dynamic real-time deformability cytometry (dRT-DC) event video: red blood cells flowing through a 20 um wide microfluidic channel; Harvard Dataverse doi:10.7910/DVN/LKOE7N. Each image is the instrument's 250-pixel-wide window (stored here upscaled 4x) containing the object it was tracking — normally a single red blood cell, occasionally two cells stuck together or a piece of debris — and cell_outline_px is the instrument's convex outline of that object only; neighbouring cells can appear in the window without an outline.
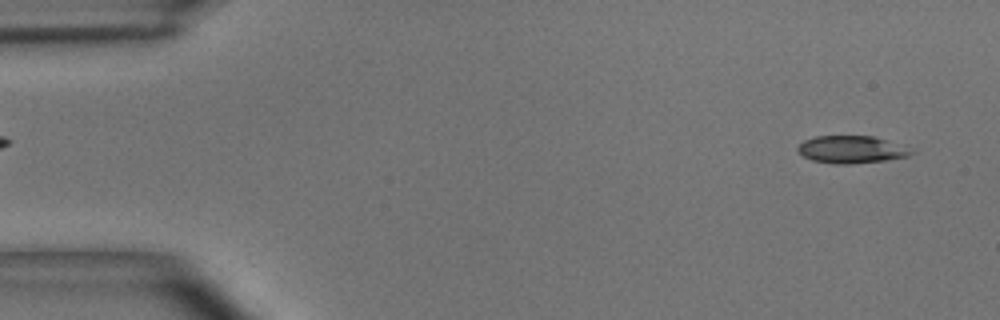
{"species": "common noctule bat (a hibernating species)", "species_latin": "Nyctalus noctula", "temperature_condition": "room temperature", "stored_images_in_passage": 54, "camera_frame_rate_fps": 3000, "um_per_image_px": 0.085, "animal": {"sex": "male", "body_mass_g": 15.6}, "frame": {"image": 1, "passage_image": 3, "time_ms": 0.667, "image_size_px": [1000, 320], "cell_outline_px": [[916, 152], [908, 156], [884, 160], [848, 164], [836, 164], [812, 160], [804, 156], [796, 148], [804, 140], [816, 136], [872, 136], [884, 140]], "centroid_in_image_um": [72.31, 12.71], "position_along_channel_um": 12.7, "area_um2": 17.63}}
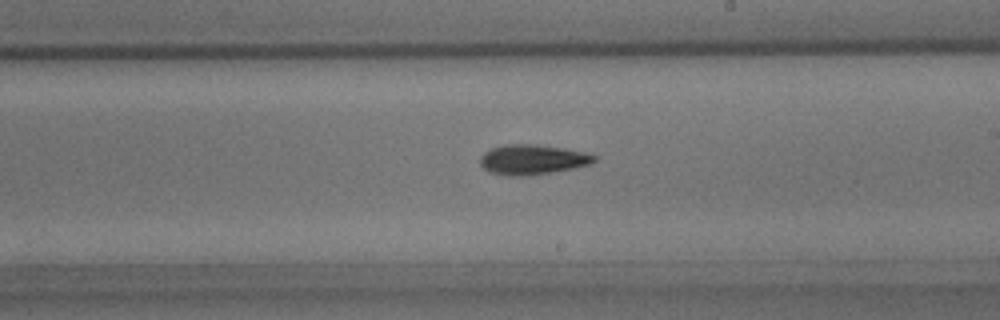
{"frame": {"image": 2, "passage_image": 31, "time_ms": 10.0, "image_size_px": [1000, 320], "cell_outline_px": [[596, 160], [588, 164], [572, 168], [552, 172], [524, 176], [508, 176], [488, 172], [480, 164], [480, 156], [484, 152], [492, 148], [504, 144], [532, 144], [560, 148], [584, 152], [596, 156]], "centroid_in_image_um": [45.19, 13.57], "position_along_channel_um": 243.8, "area_um2": 19.71}}
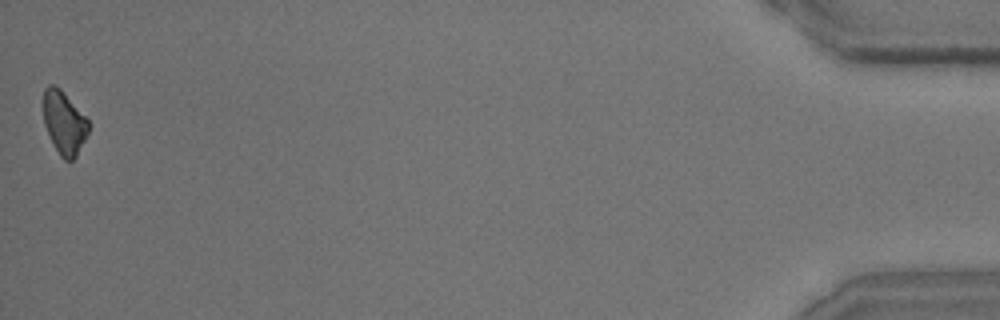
{"frame": {"image": 3, "passage_image": 54, "time_ms": 17.667, "image_size_px": [1000, 320], "cell_outline_px": [[88, 132], [76, 156], [72, 160], [64, 160], [60, 156], [44, 124], [44, 88], [48, 84], [56, 84], [60, 88], [88, 120]], "centroid_in_image_um": [5.44, 10.4], "position_along_channel_um": 429.8, "area_um2": 16.18}, "authors_computed_cell_mechanics": {"area_um2": 18.1203, "velocity_mm_per_s": 3.6541, "shape_relaxation_time_tau1_ms": 5.063, "shape_relaxation_time_tau2_ms": null, "deformation_change_tau1": 0.1301, "deformation_change_tau2": null}}